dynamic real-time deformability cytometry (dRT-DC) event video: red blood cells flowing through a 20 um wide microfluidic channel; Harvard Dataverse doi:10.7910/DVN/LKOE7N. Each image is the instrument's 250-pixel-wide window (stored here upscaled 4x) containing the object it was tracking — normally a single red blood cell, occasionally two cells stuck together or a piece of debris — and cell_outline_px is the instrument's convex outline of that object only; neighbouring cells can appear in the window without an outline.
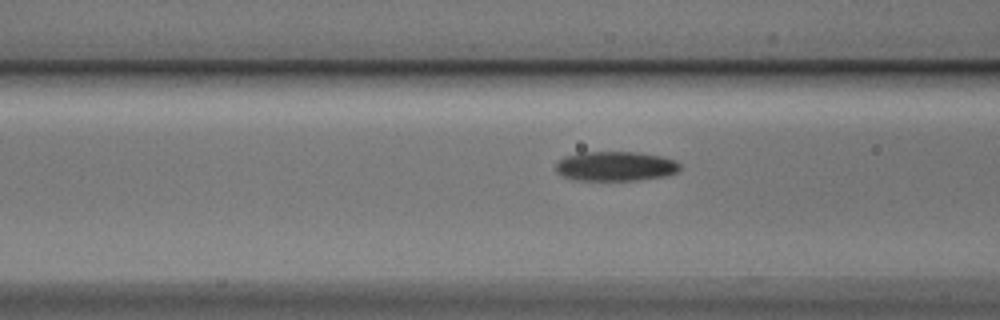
{"species": "Egyptian fruit bat (a non-hibernating species)", "species_latin": "Rousettus aegyptiacus", "temperature_condition": "cold", "stored_images_in_passage": 20, "camera_frame_rate_fps": 3000, "um_per_image_px": 0.085, "animal": {"sex": "male"}, "frame": {"image": 1, "passage_image": 18, "time_ms": 5.667, "image_size_px": [1000, 320], "cell_outline_px": [[680, 168], [676, 172], [664, 176], [636, 180], [576, 180], [564, 176], [556, 172], [556, 160], [564, 156], [580, 152], [636, 152], [660, 156], [676, 160], [680, 164]], "centroid_in_image_um": [52.28, 14.12], "position_along_channel_um": 114.3, "area_um2": 21.44}}